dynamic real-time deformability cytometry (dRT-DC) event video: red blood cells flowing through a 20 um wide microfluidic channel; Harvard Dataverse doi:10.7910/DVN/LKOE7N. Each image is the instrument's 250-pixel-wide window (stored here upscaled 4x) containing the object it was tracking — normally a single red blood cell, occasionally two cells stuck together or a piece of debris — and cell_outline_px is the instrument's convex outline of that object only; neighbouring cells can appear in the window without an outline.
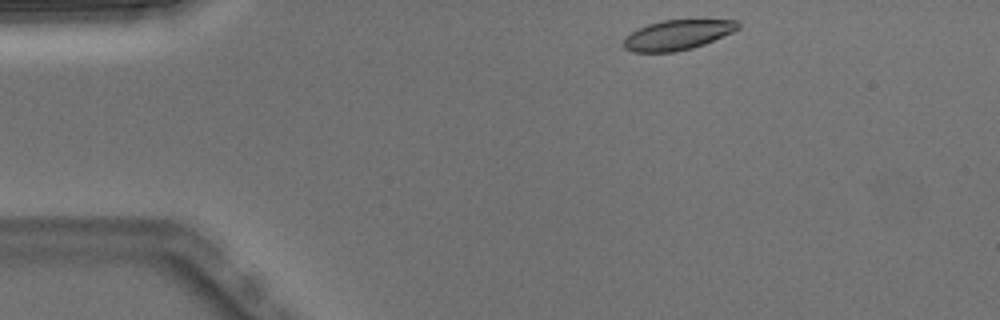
{"species": "Egyptian fruit bat (a non-hibernating species)", "species_latin": "Rousettus aegyptiacus", "temperature_condition": "warm", "stored_images_in_passage": 4, "camera_frame_rate_fps": 3000, "um_per_image_px": 0.085, "animal": {"sex": "male"}, "frame": {"image": 1, "passage_image": 1, "time_ms": 0.0, "image_size_px": [1000, 320], "cell_outline_px": [[740, 28], [732, 32], [704, 44], [692, 48], [676, 52], [632, 52], [624, 48], [624, 40], [632, 32], [648, 24], [664, 20], [736, 20], [740, 24]], "centroid_in_image_um": [57.6, 2.97], "position_along_channel_um": 27.4, "area_um2": 19.71}}
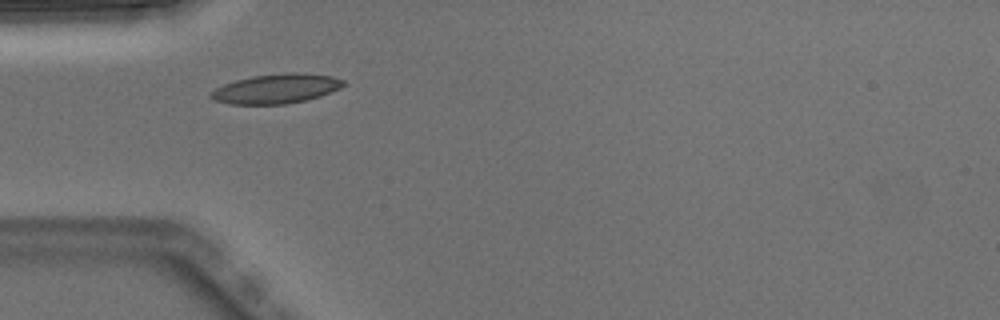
{"frame": {"image": 2, "passage_image": 3, "time_ms": 0.667, "image_size_px": [1000, 320], "cell_outline_px": [[344, 84], [340, 88], [320, 96], [288, 104], [228, 104], [216, 100], [208, 96], [208, 92], [224, 84], [236, 80], [252, 76], [332, 76], [344, 80]], "centroid_in_image_um": [23.37, 7.61], "position_along_channel_um": 61.6, "area_um2": 21.5}}